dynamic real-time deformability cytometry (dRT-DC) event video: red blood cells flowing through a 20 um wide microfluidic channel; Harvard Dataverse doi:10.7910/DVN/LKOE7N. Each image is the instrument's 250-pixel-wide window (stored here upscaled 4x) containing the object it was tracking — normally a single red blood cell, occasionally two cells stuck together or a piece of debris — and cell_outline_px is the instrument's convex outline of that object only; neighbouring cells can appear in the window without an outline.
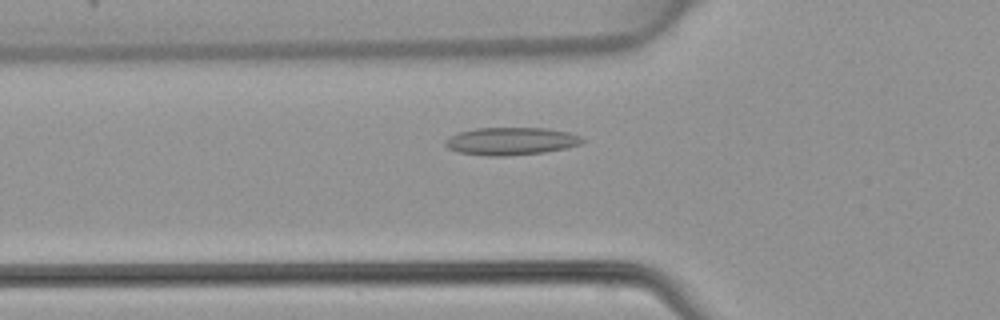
{"species": "common noctule bat (a hibernating species)", "species_latin": "Nyctalus noctula", "temperature_condition": "warm", "stored_images_in_passage": 29, "camera_frame_rate_fps": 3000, "um_per_image_px": 0.085, "animal": {"sex": "female", "body_mass_g": 22.7, "forearm_length_mm": 54.2}, "frame": {"image": 1, "passage_image": 3, "time_ms": 0.667, "image_size_px": [1000, 320], "cell_outline_px": [[584, 140], [580, 144], [564, 148], [544, 152], [504, 156], [488, 156], [456, 152], [448, 148], [444, 144], [444, 140], [448, 136], [456, 132], [476, 128], [544, 128], [568, 132], [580, 136]], "centroid_in_image_um": [43.35, 12.0], "position_along_channel_um": 82.4, "area_um2": 22.14}}
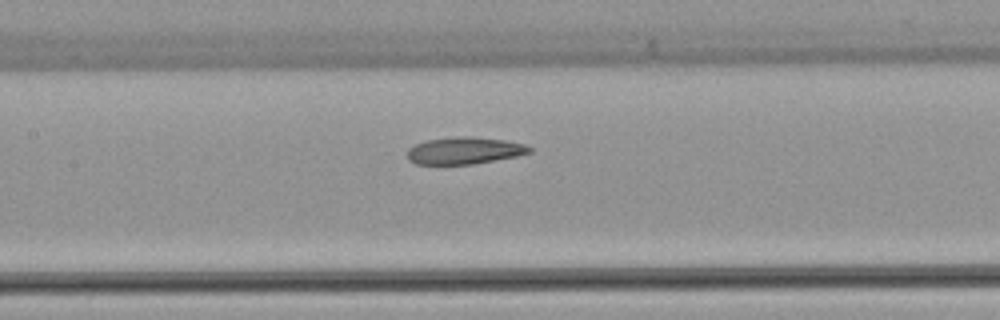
{"frame": {"image": 2, "passage_image": 9, "time_ms": 2.667, "image_size_px": [1000, 320], "cell_outline_px": [[532, 152], [516, 156], [472, 164], [416, 164], [408, 160], [408, 148], [416, 144], [428, 140], [456, 136], [472, 136], [504, 140], [524, 144], [532, 148]], "centroid_in_image_um": [39.47, 12.8], "position_along_channel_um": 167.9, "area_um2": 19.13}}
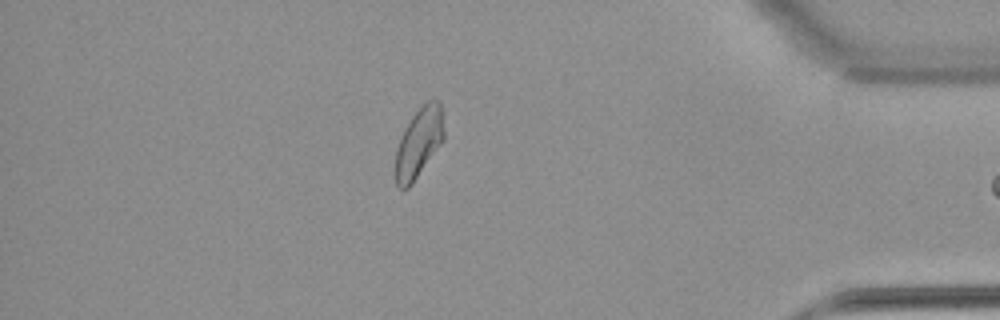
{"frame": {"image": 3, "passage_image": 28, "time_ms": 9.0, "image_size_px": [1000, 320], "cell_outline_px": [[444, 140], [412, 184], [408, 188], [400, 188], [396, 184], [396, 148], [400, 136], [404, 128], [412, 116], [428, 100], [440, 100], [444, 132]], "centroid_in_image_um": [35.6, 12.13], "position_along_channel_um": 399.6, "area_um2": 19.59}}